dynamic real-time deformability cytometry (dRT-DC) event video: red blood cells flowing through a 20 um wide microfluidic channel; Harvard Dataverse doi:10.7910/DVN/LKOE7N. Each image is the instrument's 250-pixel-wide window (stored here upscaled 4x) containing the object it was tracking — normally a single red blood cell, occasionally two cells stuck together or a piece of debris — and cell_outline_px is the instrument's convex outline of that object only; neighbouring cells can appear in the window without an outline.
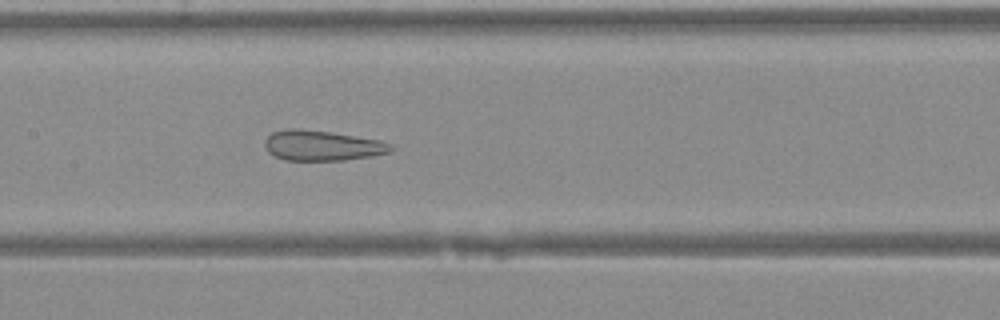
{"species": "Egyptian fruit bat (a non-hibernating species)", "species_latin": "Rousettus aegyptiacus", "temperature_condition": "warm", "stored_images_in_passage": 32, "camera_frame_rate_fps": 3000, "um_per_image_px": 0.085, "animal": {"sex": "female"}, "frame": {"image": 1, "passage_image": 10, "time_ms": 3.0, "image_size_px": [1000, 320], "cell_outline_px": [[396, 148], [392, 152], [372, 156], [344, 160], [284, 160], [268, 152], [264, 144], [264, 140], [272, 132], [292, 128], [296, 128], [332, 132], [380, 140], [392, 144]], "centroid_in_image_um": [27.42, 12.37], "position_along_channel_um": 180.0, "area_um2": 22.37}}
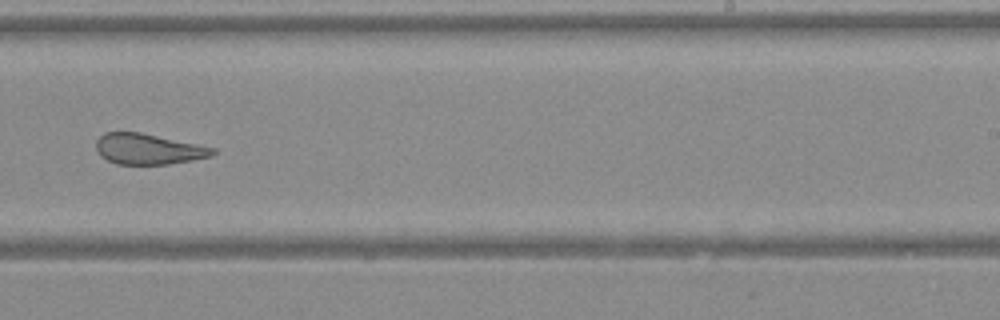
{"frame": {"image": 2, "passage_image": 16, "time_ms": 5.0, "image_size_px": [1000, 320], "cell_outline_px": [[216, 152], [212, 156], [192, 160], [168, 164], [116, 164], [100, 156], [96, 148], [96, 140], [104, 132], [140, 132], [216, 148]], "centroid_in_image_um": [12.6, 12.67], "position_along_channel_um": 276.4, "area_um2": 20.81}}
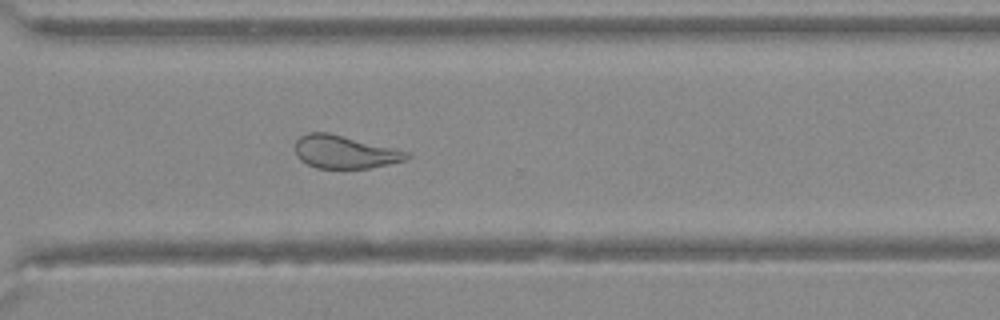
{"frame": {"image": 3, "passage_image": 20, "time_ms": 6.333, "image_size_px": [1000, 320], "cell_outline_px": [[412, 156], [408, 160], [372, 168], [316, 168], [300, 160], [296, 156], [296, 140], [300, 136], [308, 132], [328, 132], [396, 148], [412, 152]], "centroid_in_image_um": [29.36, 12.92], "position_along_channel_um": 341.2, "area_um2": 21.79}}